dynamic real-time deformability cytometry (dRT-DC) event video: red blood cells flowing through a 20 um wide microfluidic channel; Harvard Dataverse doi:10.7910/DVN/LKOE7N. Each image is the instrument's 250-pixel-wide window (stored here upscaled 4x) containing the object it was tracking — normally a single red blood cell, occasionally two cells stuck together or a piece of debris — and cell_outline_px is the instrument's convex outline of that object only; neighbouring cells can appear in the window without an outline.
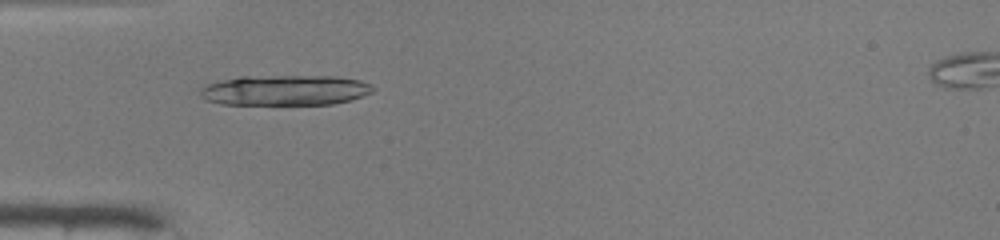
{"species": "common noctule bat (a hibernating species)", "species_latin": "Nyctalus noctula", "temperature_condition": "warm", "stored_images_in_passage": 36, "camera_frame_rate_fps": 3000, "um_per_image_px": 0.085, "animal": {"sex": "male", "body_mass_g": 19.0, "forearm_length_mm": 50.8}, "frame": {"image": 1, "passage_image": 3, "time_ms": 0.667, "image_size_px": [1000, 240], "cell_outline_px": [[376, 88], [372, 92], [352, 100], [332, 104], [220, 104], [208, 100], [200, 96], [200, 92], [204, 84], [220, 80], [240, 76], [336, 76], [360, 80], [372, 84]], "centroid_in_image_um": [24.25, 7.66], "position_along_channel_um": 60.8, "area_um2": 30.75}}
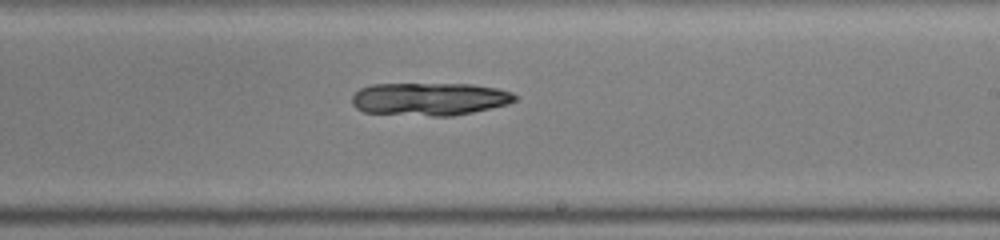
{"frame": {"image": 2, "passage_image": 17, "time_ms": 5.333, "image_size_px": [1000, 240], "cell_outline_px": [[516, 100], [508, 104], [472, 112], [452, 116], [432, 116], [364, 112], [356, 108], [352, 104], [352, 96], [360, 88], [372, 84], [472, 84], [496, 88], [512, 92], [516, 96]], "centroid_in_image_um": [36.5, 8.41], "position_along_channel_um": 252.5, "area_um2": 31.15}}
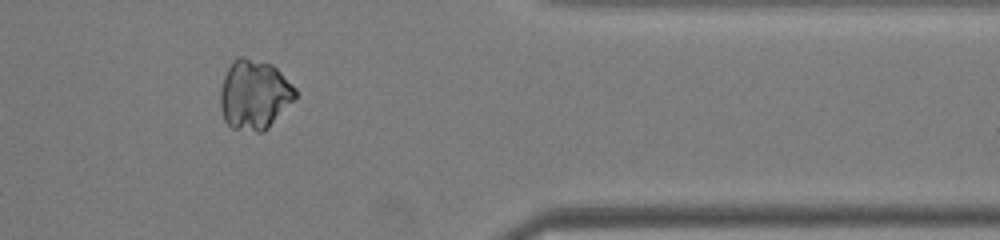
{"frame": {"image": 3, "passage_image": 28, "time_ms": 9.0, "image_size_px": [1000, 240], "cell_outline_px": [[296, 96], [268, 128], [264, 132], [256, 132], [232, 128], [224, 120], [220, 108], [220, 88], [224, 76], [232, 60], [236, 56], [244, 56], [272, 64], [296, 88]], "centroid_in_image_um": [21.58, 8.03], "position_along_channel_um": 389.8, "area_um2": 30.52}}